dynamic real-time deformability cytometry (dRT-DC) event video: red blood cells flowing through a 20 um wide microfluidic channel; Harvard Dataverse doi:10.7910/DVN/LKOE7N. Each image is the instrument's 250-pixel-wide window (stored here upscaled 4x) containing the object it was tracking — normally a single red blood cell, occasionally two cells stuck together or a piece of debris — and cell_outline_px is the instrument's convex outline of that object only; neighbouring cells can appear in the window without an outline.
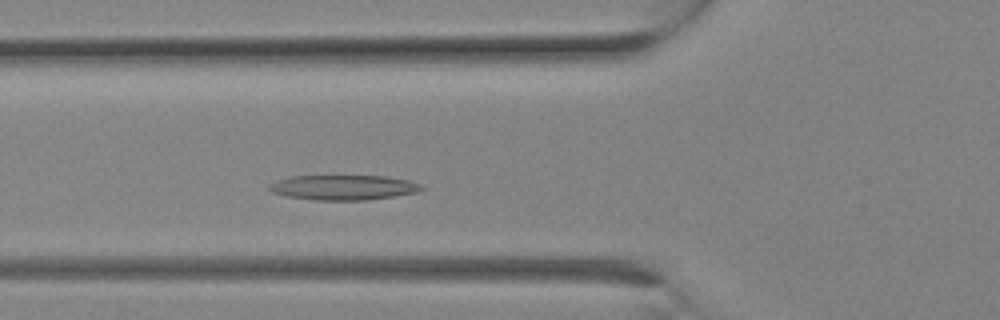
{"species": "Egyptian fruit bat (a non-hibernating species)", "species_latin": "Rousettus aegyptiacus", "temperature_condition": "room temperature", "stored_images_in_passage": 5, "camera_frame_rate_fps": 3000, "um_per_image_px": 0.085, "animal": {"sex": "female"}, "frame": {"image": 1, "passage_image": 5, "time_ms": 1.333, "image_size_px": [1000, 320], "cell_outline_px": [[424, 188], [416, 192], [368, 200], [316, 200], [288, 196], [272, 192], [268, 188], [276, 180], [292, 176], [388, 176], [408, 180], [420, 184]], "centroid_in_image_um": [29.2, 15.93], "position_along_channel_um": 96.6, "area_um2": 21.91}}